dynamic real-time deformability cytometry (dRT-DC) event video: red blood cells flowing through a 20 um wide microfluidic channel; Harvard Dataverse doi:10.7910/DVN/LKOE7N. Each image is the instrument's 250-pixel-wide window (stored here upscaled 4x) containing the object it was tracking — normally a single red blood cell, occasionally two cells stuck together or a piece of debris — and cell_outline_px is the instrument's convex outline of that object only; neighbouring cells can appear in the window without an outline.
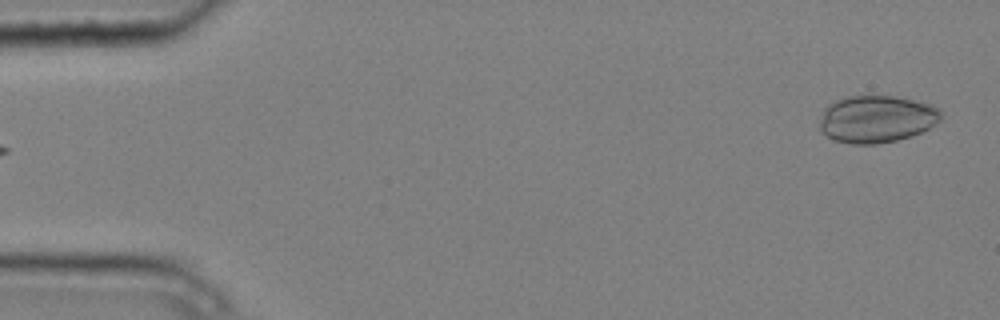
{"species": "common noctule bat (a hibernating species)", "species_latin": "Nyctalus noctula", "temperature_condition": "cold", "stored_images_in_passage": 6, "segment_of_instrument_passage": [2, 2], "camera_frame_rate_fps": 3000, "um_per_image_px": 0.085, "animal": {"sex": "male", "body_mass_g": 20.4}, "frame": {"image": 1, "passage_image": 6, "time_ms": 1.667, "image_size_px": [1000, 320], "cell_outline_px": [[940, 120], [928, 128], [912, 136], [896, 140], [876, 144], [848, 144], [832, 140], [820, 132], [820, 120], [824, 108], [832, 100], [848, 96], [896, 96], [928, 104], [940, 108]], "centroid_in_image_um": [74.45, 10.12], "position_along_channel_um": 10.6, "area_um2": 33.58}}